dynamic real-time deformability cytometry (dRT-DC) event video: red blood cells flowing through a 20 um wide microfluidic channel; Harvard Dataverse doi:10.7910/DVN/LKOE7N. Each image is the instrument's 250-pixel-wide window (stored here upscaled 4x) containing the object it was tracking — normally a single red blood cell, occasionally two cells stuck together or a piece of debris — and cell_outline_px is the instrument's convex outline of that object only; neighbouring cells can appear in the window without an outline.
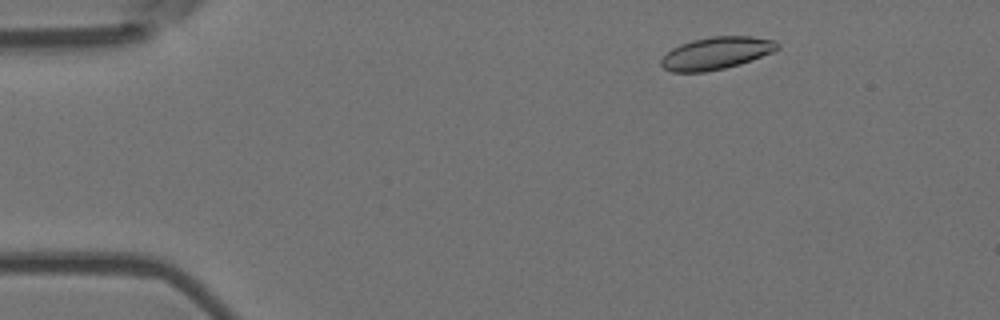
{"species": "Egyptian fruit bat (a non-hibernating species)", "species_latin": "Rousettus aegyptiacus", "temperature_condition": "room temperature", "stored_images_in_passage": 6, "camera_frame_rate_fps": 3000, "um_per_image_px": 0.085, "animal": {"sex": "female"}, "frame": {"image": 1, "passage_image": 3, "time_ms": 0.667, "image_size_px": [1000, 320], "cell_outline_px": [[780, 48], [772, 52], [752, 60], [740, 64], [724, 68], [704, 72], [672, 72], [664, 68], [660, 64], [660, 60], [672, 48], [680, 44], [692, 40], [712, 36], [752, 36], [776, 40], [780, 44]], "centroid_in_image_um": [60.9, 4.51], "position_along_channel_um": 24.1, "area_um2": 22.02}}
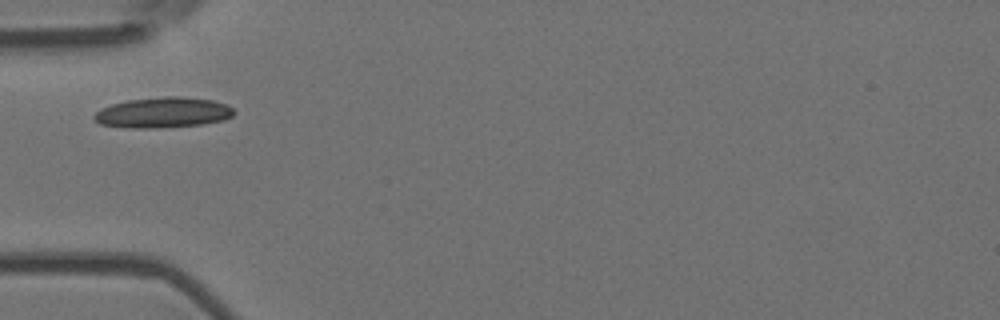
{"frame": {"image": 2, "passage_image": 6, "time_ms": 1.667, "image_size_px": [1000, 320], "cell_outline_px": [[236, 112], [232, 116], [224, 120], [204, 124], [156, 128], [132, 128], [100, 124], [92, 116], [100, 108], [112, 104], [128, 100], [168, 96], [180, 96], [212, 100], [224, 104], [232, 108]], "centroid_in_image_um": [13.86, 9.57], "position_along_channel_um": 71.1, "area_um2": 24.8}}